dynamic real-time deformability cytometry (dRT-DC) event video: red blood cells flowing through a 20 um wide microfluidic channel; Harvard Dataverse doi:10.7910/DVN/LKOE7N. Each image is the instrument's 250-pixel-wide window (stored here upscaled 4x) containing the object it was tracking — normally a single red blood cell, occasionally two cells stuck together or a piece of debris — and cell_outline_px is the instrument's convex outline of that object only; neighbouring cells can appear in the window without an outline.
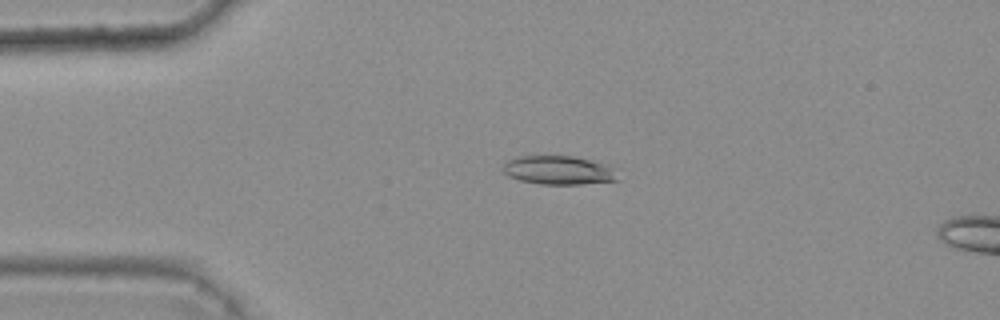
{"species": "common noctule bat (a hibernating species)", "species_latin": "Nyctalus noctula", "temperature_condition": "warm", "stored_images_in_passage": 46, "camera_frame_rate_fps": 3000, "um_per_image_px": 0.085, "animal": {"sex": "female", "body_mass_g": 25.1}, "frame": {"image": 1, "passage_image": 11, "time_ms": 3.333, "image_size_px": [1000, 320], "cell_outline_px": [[620, 180], [580, 184], [540, 184], [520, 180], [508, 176], [500, 168], [500, 164], [504, 160], [516, 156], [572, 156], [608, 164]], "centroid_in_image_um": [47.39, 14.46], "position_along_channel_um": 37.6, "area_um2": 19.42}}
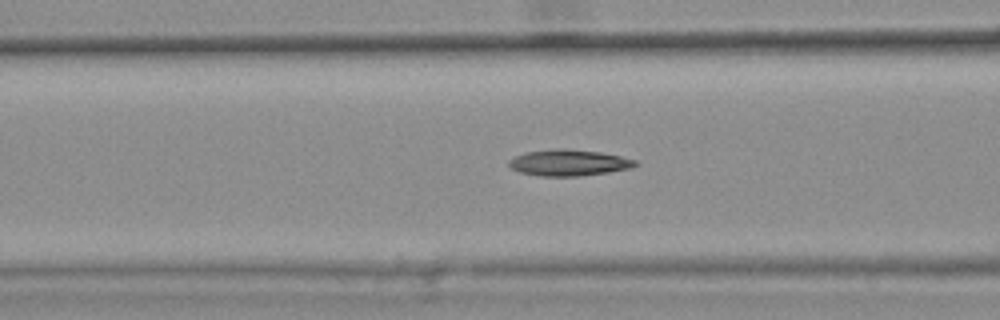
{"frame": {"image": 2, "passage_image": 20, "time_ms": 6.333, "image_size_px": [1000, 320], "cell_outline_px": [[640, 164], [632, 168], [608, 172], [580, 176], [540, 176], [520, 172], [512, 168], [508, 164], [508, 160], [524, 152], [556, 148], [564, 148], [600, 152], [620, 156], [636, 160]], "centroid_in_image_um": [48.36, 13.82], "position_along_channel_um": 118.2, "area_um2": 19.42}}
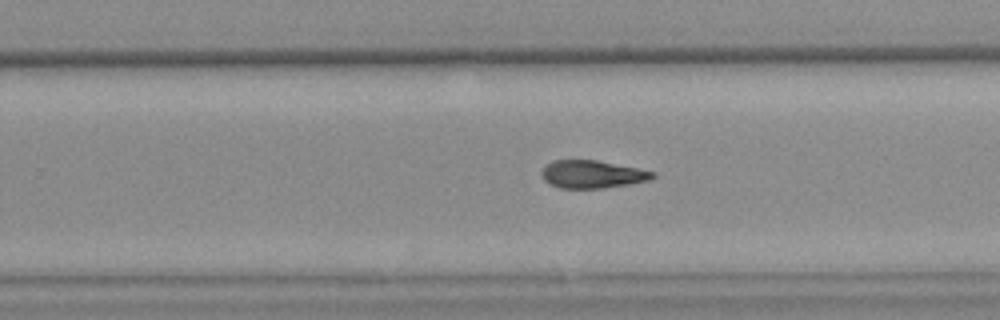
{"frame": {"image": 3, "passage_image": 33, "time_ms": 10.667, "image_size_px": [1000, 320], "cell_outline_px": [[656, 176], [648, 180], [628, 184], [604, 188], [560, 188], [544, 180], [540, 172], [552, 160], [596, 160], [656, 172]], "centroid_in_image_um": [50.33, 14.81], "position_along_channel_um": 279.5, "area_um2": 17.74}, "authors_computed_cell_mechanics": {"area_um2": 18.8139, "velocity_mm_per_s": 3.7313, "shape_relaxation_time_tau1_ms": null, "shape_relaxation_time_tau2_ms": 8.4771, "deformation_change_tau1": null, "deformation_change_tau2": 0.1792}}